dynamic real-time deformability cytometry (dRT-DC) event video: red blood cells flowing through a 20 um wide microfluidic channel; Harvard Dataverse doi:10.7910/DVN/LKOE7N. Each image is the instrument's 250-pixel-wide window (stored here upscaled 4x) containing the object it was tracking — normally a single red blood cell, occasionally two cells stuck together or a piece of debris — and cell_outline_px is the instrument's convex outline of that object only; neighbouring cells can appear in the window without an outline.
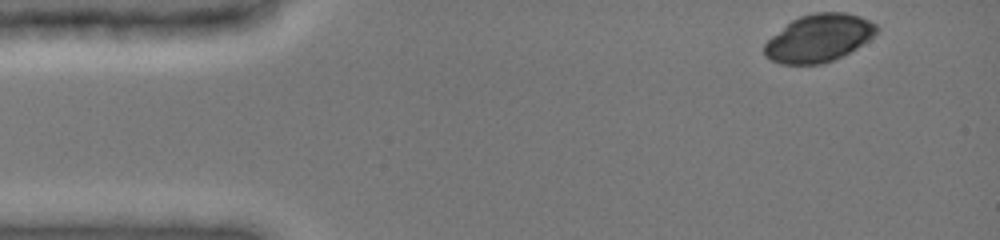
{"species": "common noctule bat (a hibernating species)", "species_latin": "Nyctalus noctula", "temperature_condition": "cold", "stored_images_in_passage": 43, "camera_frame_rate_fps": 3000, "um_per_image_px": 0.085, "animal": {"sex": "female", "body_mass_g": 19.0, "forearm_length_mm": 51.5}, "frame": {"image": 1, "passage_image": 1, "time_ms": 0.0, "image_size_px": [1000, 240], "cell_outline_px": [[880, 28], [868, 40], [856, 48], [832, 60], [820, 64], [780, 64], [764, 56], [764, 44], [772, 36], [792, 20], [800, 16], [816, 12], [844, 12], [860, 16], [876, 24]], "centroid_in_image_um": [69.59, 3.23], "position_along_channel_um": 15.4, "area_um2": 30.81}}